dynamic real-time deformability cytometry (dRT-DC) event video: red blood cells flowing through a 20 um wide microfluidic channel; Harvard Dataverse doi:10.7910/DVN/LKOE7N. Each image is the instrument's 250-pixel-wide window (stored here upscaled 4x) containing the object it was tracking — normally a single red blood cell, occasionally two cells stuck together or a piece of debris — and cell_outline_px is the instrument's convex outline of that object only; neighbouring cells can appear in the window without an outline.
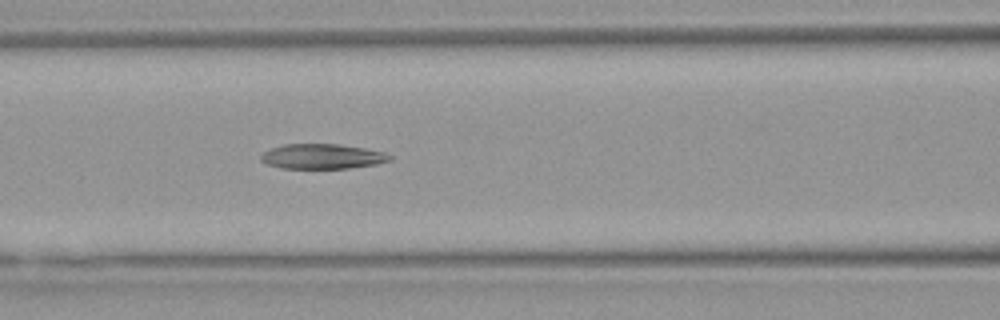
{"species": "Egyptian fruit bat (a non-hibernating species)", "species_latin": "Rousettus aegyptiacus", "temperature_condition": "warm", "stored_images_in_passage": 29, "camera_frame_rate_fps": 3000, "um_per_image_px": 0.085, "animal": {"sex": "female"}, "frame": {"image": 1, "passage_image": 21, "time_ms": 6.667, "image_size_px": [1000, 320], "cell_outline_px": [[392, 160], [376, 164], [348, 168], [280, 168], [268, 164], [260, 160], [260, 156], [264, 152], [272, 148], [284, 144], [340, 144], [364, 148], [384, 152], [392, 156]], "centroid_in_image_um": [27.4, 13.29], "position_along_channel_um": 139.2, "area_um2": 18.67}}
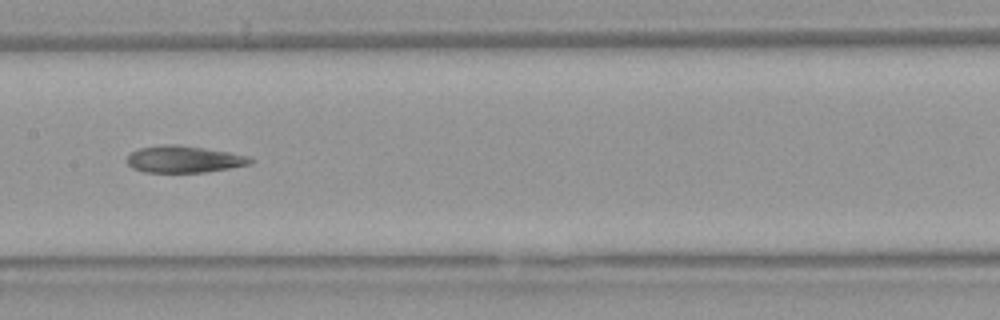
{"frame": {"image": 2, "passage_image": 25, "time_ms": 8.0, "image_size_px": [1000, 320], "cell_outline_px": [[256, 160], [248, 164], [228, 168], [204, 172], [144, 172], [132, 168], [124, 160], [132, 152], [140, 148], [164, 144], [176, 144], [204, 148], [252, 156]], "centroid_in_image_um": [15.63, 13.53], "position_along_channel_um": 191.8, "area_um2": 19.31}}